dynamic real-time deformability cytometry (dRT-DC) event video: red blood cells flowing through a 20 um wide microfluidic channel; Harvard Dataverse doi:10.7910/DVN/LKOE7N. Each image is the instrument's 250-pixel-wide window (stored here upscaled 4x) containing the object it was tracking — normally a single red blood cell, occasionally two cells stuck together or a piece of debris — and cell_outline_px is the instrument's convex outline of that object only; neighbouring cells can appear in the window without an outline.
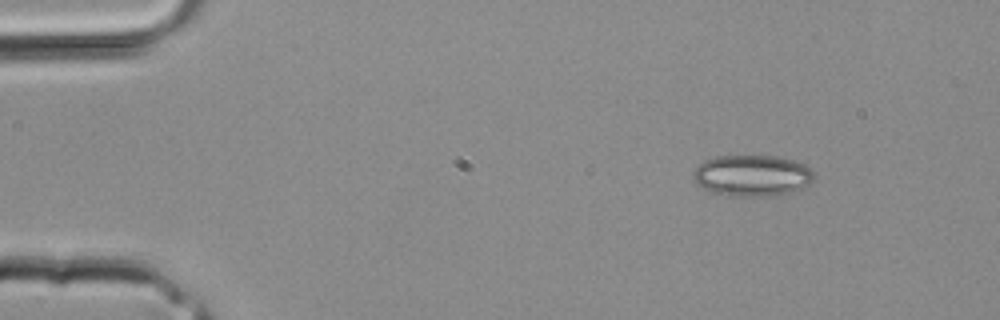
{"species": "common noctule bat (a hibernating species)", "species_latin": "Nyctalus noctula", "temperature_condition": "room temperature", "stored_images_in_passage": 2, "camera_frame_rate_fps": 3000, "um_per_image_px": 0.085, "animal": {"sex": "male", "body_mass_g": 20.4}, "frame": {"image": 1, "passage_image": 1, "time_ms": 0.0, "image_size_px": [1000, 320], "cell_outline_px": [[816, 180], [812, 184], [788, 192], [768, 196], [724, 196], [712, 192], [704, 188], [692, 176], [692, 172], [704, 160], [716, 156], [776, 156], [792, 160], [804, 164], [812, 168], [816, 172]], "centroid_in_image_um": [63.99, 14.92], "position_along_channel_um": 21.0, "area_um2": 29.25}}
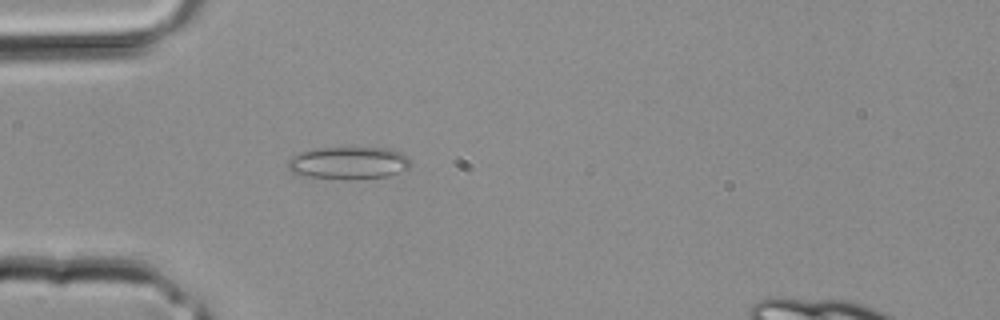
{"frame": {"image": 2, "passage_image": 2, "time_ms": 0.333, "image_size_px": [1000, 320], "cell_outline_px": [[408, 168], [388, 176], [356, 180], [348, 180], [300, 176], [292, 172], [288, 168], [288, 160], [292, 156], [300, 152], [316, 148], [388, 148], [404, 152], [408, 160]], "centroid_in_image_um": [29.59, 13.86], "position_along_channel_um": 55.4, "area_um2": 23.47}}